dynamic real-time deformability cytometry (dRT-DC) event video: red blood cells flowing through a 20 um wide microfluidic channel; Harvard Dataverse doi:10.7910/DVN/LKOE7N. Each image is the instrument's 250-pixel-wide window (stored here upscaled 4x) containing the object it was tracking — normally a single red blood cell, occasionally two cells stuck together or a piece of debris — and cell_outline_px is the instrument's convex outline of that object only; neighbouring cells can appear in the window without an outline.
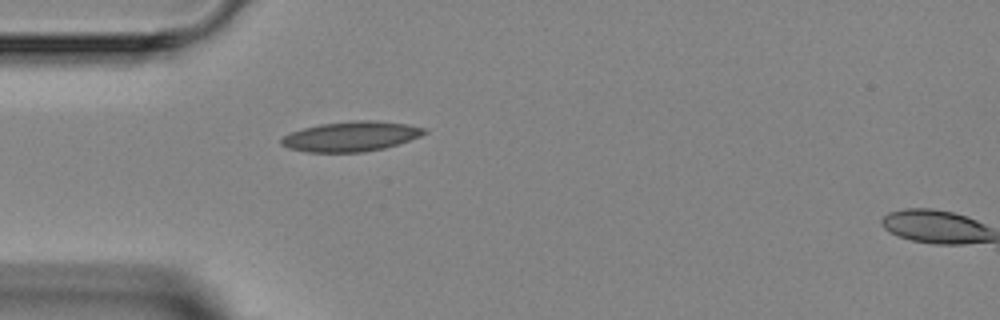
{"species": "Egyptian fruit bat (a non-hibernating species)", "species_latin": "Rousettus aegyptiacus", "temperature_condition": "room temperature", "stored_images_in_passage": 2, "segment_of_instrument_passage": [1, 2], "camera_frame_rate_fps": 3000, "um_per_image_px": 0.085, "animal": {"sex": "female"}, "frame": {"image": 1, "passage_image": 1, "time_ms": 0.0, "image_size_px": [1000, 320], "cell_outline_px": [[428, 132], [420, 136], [384, 148], [364, 152], [308, 152], [288, 148], [280, 144], [280, 140], [284, 136], [292, 132], [304, 128], [320, 124], [352, 120], [376, 120], [408, 124], [424, 128]], "centroid_in_image_um": [29.83, 11.59], "position_along_channel_um": 55.2, "area_um2": 24.85}}